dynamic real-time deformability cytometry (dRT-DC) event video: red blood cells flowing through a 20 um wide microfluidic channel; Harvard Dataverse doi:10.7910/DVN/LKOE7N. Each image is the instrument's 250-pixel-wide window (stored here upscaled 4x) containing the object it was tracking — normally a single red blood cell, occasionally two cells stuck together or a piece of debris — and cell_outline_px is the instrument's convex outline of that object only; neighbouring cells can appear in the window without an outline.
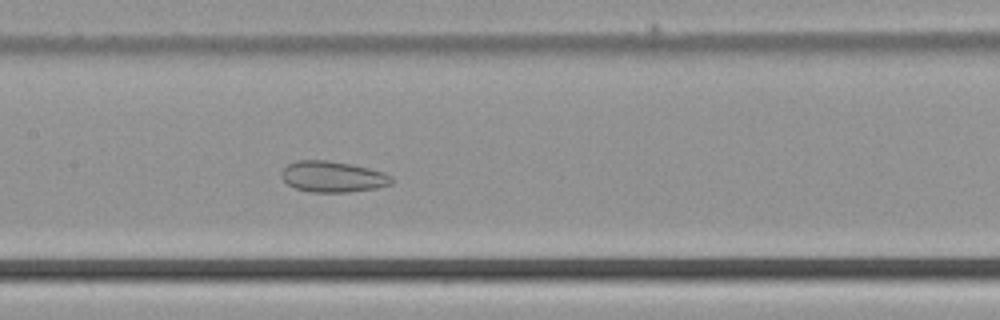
{"species": "common noctule bat (a hibernating species)", "species_latin": "Nyctalus noctula", "temperature_condition": "cold", "stored_images_in_passage": 52, "camera_frame_rate_fps": 3000, "um_per_image_px": 0.085, "animal": {"sex": "male", "body_mass_g": 21.5, "forearm_length_mm": 52.0}, "frame": {"image": 1, "passage_image": 26, "time_ms": 8.333, "image_size_px": [1000, 320], "cell_outline_px": [[396, 180], [392, 184], [376, 188], [348, 192], [308, 192], [296, 188], [288, 184], [280, 176], [280, 172], [288, 164], [296, 160], [328, 160], [352, 164], [384, 172], [392, 176]], "centroid_in_image_um": [28.3, 15.01], "position_along_channel_um": 179.1, "area_um2": 20.11}}
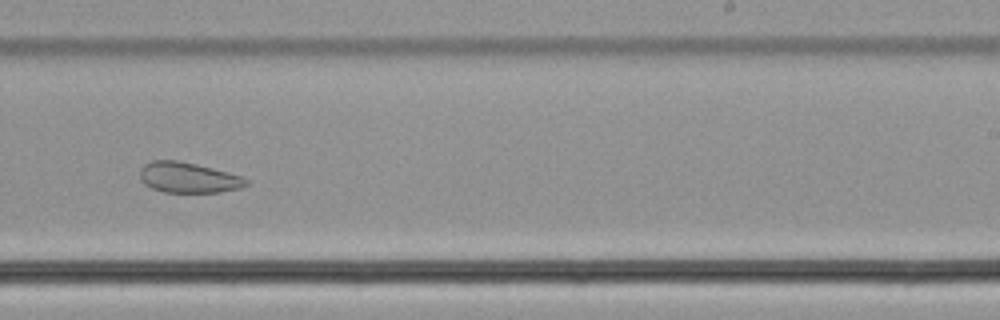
{"frame": {"image": 2, "passage_image": 33, "time_ms": 10.667, "image_size_px": [1000, 320], "cell_outline_px": [[248, 184], [240, 188], [220, 192], [164, 192], [152, 188], [144, 184], [140, 176], [140, 168], [144, 164], [152, 160], [176, 160], [196, 164], [212, 168], [240, 176], [248, 180]], "centroid_in_image_um": [15.98, 15.09], "position_along_channel_um": 273.0, "area_um2": 18.73}}
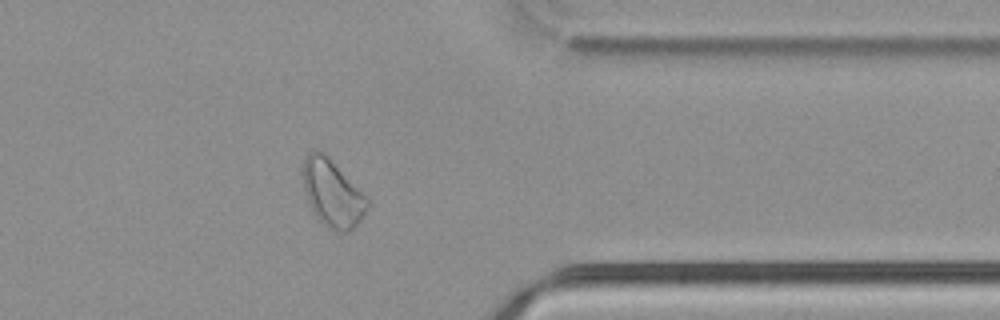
{"frame": {"image": 3, "passage_image": 42, "time_ms": 13.667, "image_size_px": [1000, 320], "cell_outline_px": [[372, 204], [356, 224], [348, 232], [340, 232], [324, 224], [312, 212], [304, 188], [304, 156], [308, 152], [316, 148], [324, 152], [372, 200]], "centroid_in_image_um": [28.3, 16.39], "position_along_channel_um": 383.1, "area_um2": 25.32}}